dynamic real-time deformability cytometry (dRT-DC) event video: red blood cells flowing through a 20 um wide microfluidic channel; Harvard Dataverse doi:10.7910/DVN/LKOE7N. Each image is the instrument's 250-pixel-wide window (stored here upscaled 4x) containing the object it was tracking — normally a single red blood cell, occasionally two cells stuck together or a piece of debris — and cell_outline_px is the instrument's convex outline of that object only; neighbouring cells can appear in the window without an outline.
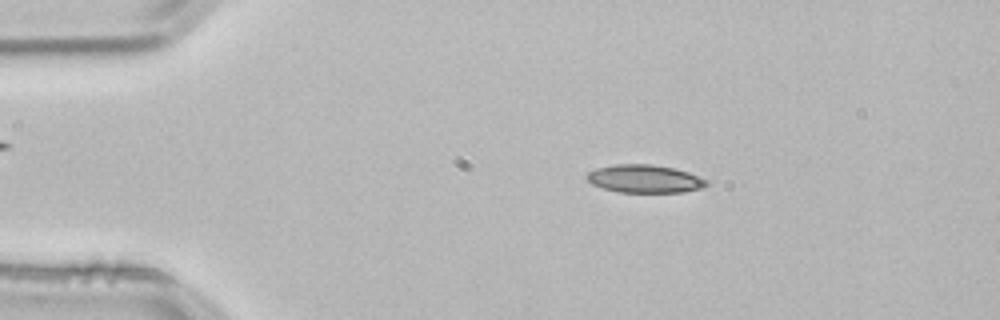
{"species": "common noctule bat (a hibernating species)", "species_latin": "Nyctalus noctula", "temperature_condition": "room temperature", "stored_images_in_passage": 2, "camera_frame_rate_fps": 3000, "um_per_image_px": 0.085, "animal": {"sex": "male", "body_mass_g": 21.5, "forearm_length_mm": 52.0}, "frame": {"image": 1, "passage_image": 1, "time_ms": 0.0, "image_size_px": [1000, 320], "cell_outline_px": [[708, 184], [704, 188], [684, 192], [616, 192], [592, 184], [584, 176], [588, 172], [596, 168], [616, 164], [652, 164], [672, 168], [688, 172], [708, 180]], "centroid_in_image_um": [54.8, 15.2], "position_along_channel_um": 30.2, "area_um2": 19.59}}